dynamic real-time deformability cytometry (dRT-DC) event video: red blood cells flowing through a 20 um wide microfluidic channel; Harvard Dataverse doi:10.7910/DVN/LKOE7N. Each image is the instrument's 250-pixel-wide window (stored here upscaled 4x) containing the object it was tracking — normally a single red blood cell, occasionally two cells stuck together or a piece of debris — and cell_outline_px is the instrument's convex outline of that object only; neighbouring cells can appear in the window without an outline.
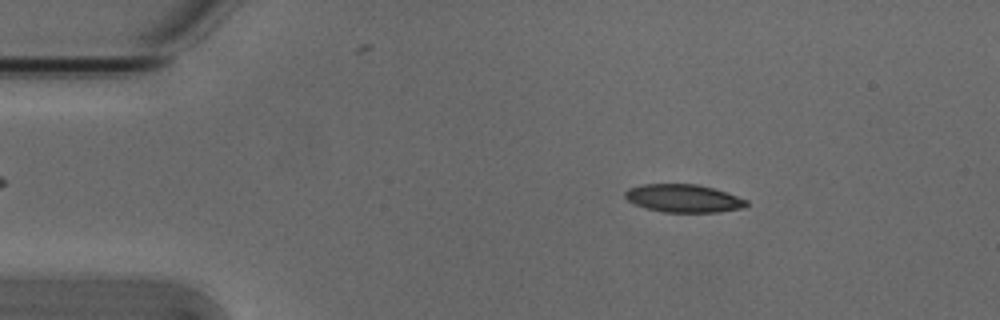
{"species": "Egyptian fruit bat (a non-hibernating species)", "species_latin": "Rousettus aegyptiacus", "temperature_condition": "cold", "stored_images_in_passage": 50, "camera_frame_rate_fps": 3000, "um_per_image_px": 0.085, "animal": {"sex": "male"}, "frame": {"image": 1, "passage_image": 8, "time_ms": 2.333, "image_size_px": [1000, 320], "cell_outline_px": [[748, 204], [740, 208], [716, 212], [664, 212], [648, 208], [636, 204], [628, 200], [624, 196], [624, 192], [628, 188], [644, 184], [700, 184], [748, 200]], "centroid_in_image_um": [58.07, 16.85], "position_along_channel_um": 26.9, "area_um2": 19.48}}
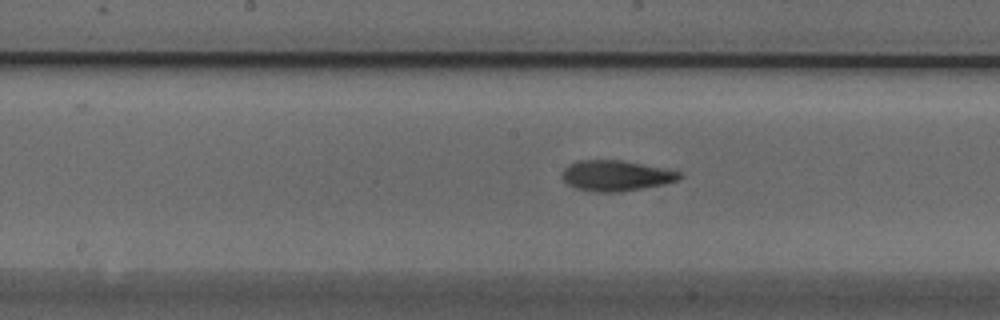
{"frame": {"image": 2, "passage_image": 26, "time_ms": 8.333, "image_size_px": [1000, 320], "cell_outline_px": [[684, 176], [680, 180], [664, 184], [644, 188], [620, 192], [596, 192], [576, 188], [568, 184], [564, 180], [564, 168], [568, 164], [576, 160], [620, 160], [680, 172]], "centroid_in_image_um": [52.37, 14.94], "position_along_channel_um": 195.8, "area_um2": 20.75}}
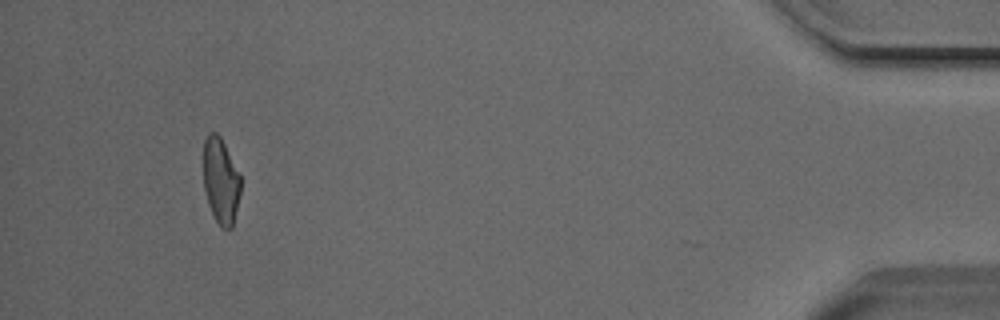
{"frame": {"image": 3, "passage_image": 49, "time_ms": 16.0, "image_size_px": [1000, 320], "cell_outline_px": [[240, 192], [232, 228], [220, 228], [208, 204], [204, 188], [204, 140], [208, 132], [216, 132], [220, 136], [240, 172]], "centroid_in_image_um": [18.77, 15.34], "position_along_channel_um": 416.4, "area_um2": 18.61}, "authors_computed_cell_mechanics": {"area_um2": 20.2878, "velocity_mm_per_s": 3.8414, "shape_relaxation_time_tau1_ms": 5.9039, "shape_relaxation_time_tau2_ms": 2.5652, "deformation_change_tau1": 0.1534, "deformation_change_tau2": 0.0834}}